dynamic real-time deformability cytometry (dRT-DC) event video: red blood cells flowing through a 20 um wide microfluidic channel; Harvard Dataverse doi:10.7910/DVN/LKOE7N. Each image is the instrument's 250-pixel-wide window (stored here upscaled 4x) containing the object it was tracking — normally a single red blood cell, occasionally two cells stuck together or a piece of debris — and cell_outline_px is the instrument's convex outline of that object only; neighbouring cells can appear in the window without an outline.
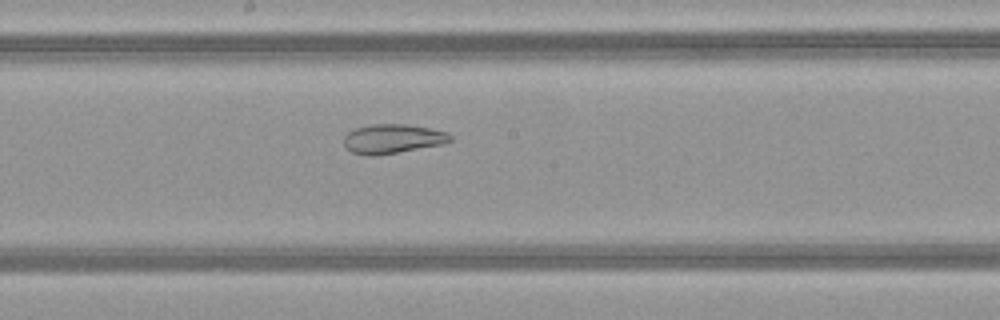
{"species": "common noctule bat (a hibernating species)", "species_latin": "Nyctalus noctula", "temperature_condition": "warm", "stored_images_in_passage": 33, "camera_frame_rate_fps": 3000, "um_per_image_px": 0.085, "animal": {"sex": "female", "body_mass_g": 21.9}, "frame": {"image": 1, "passage_image": 16, "time_ms": 5.0, "image_size_px": [1000, 320], "cell_outline_px": [[452, 140], [444, 144], [376, 156], [364, 156], [352, 152], [344, 148], [344, 136], [348, 132], [356, 128], [372, 124], [408, 124], [448, 132], [452, 136]], "centroid_in_image_um": [33.36, 11.81], "position_along_channel_um": 214.8, "area_um2": 18.38}}
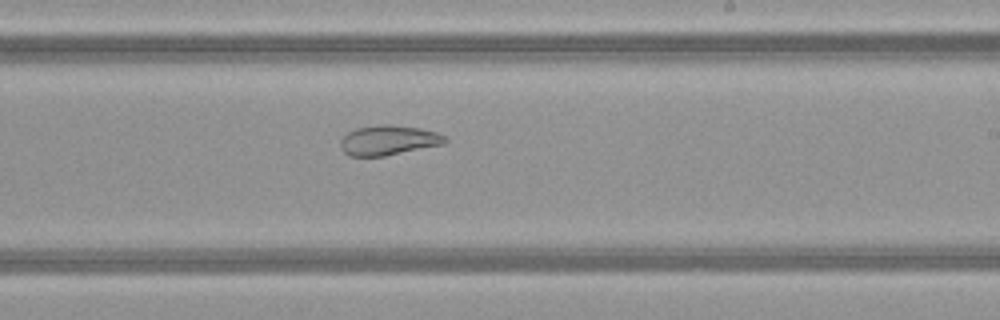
{"frame": {"image": 2, "passage_image": 19, "time_ms": 6.0, "image_size_px": [1000, 320], "cell_outline_px": [[448, 140], [444, 144], [384, 156], [348, 156], [340, 148], [340, 140], [348, 132], [356, 128], [380, 124], [388, 124], [420, 128], [436, 132], [444, 136]], "centroid_in_image_um": [32.99, 11.92], "position_along_channel_um": 256.0, "area_um2": 18.21}}
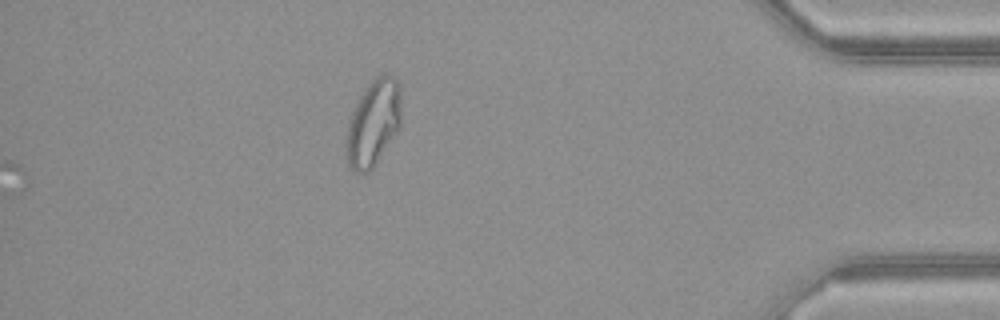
{"frame": {"image": 3, "passage_image": 33, "time_ms": 10.667, "image_size_px": [1000, 320], "cell_outline_px": [[400, 128], [372, 168], [368, 172], [356, 172], [348, 168], [344, 156], [348, 120], [356, 100], [364, 88], [380, 72], [388, 72], [400, 84]], "centroid_in_image_um": [31.69, 10.43], "position_along_channel_um": 403.5, "area_um2": 28.32}, "authors_computed_cell_mechanics": {"area_um2": 18.5538, "velocity_mm_per_s": 4.1451, "shape_relaxation_time_tau1_ms": null, "shape_relaxation_time_tau2_ms": 2.011, "deformation_change_tau1": null, "deformation_change_tau2": 0.0926}}